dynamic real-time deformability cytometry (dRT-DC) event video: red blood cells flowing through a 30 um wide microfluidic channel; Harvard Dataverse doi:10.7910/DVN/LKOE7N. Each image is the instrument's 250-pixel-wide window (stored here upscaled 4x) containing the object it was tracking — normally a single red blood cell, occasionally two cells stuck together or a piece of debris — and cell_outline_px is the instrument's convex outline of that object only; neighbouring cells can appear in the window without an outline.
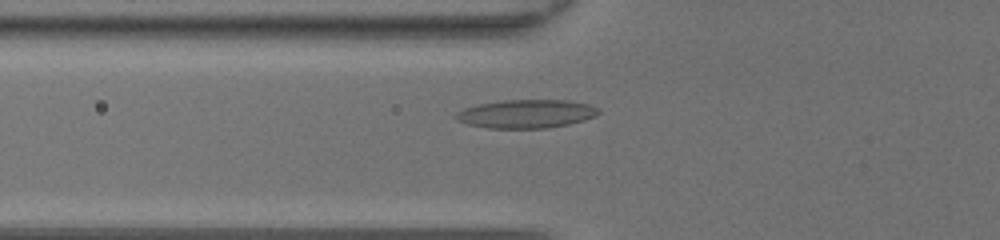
{"species": "common noctule bat (a hibernating species)", "species_latin": "Nyctalus noctula", "temperature_condition": "room temperature", "stored_images_in_passage": 41, "camera_frame_rate_fps": 3000, "um_per_image_px": 0.085, "animal": {"sex": "female", "body_mass_g": 20.0, "forearm_length_mm": 54.0}, "frame": {"image": 1, "passage_image": 12, "time_ms": 3.667, "image_size_px": [1000, 240], "cell_outline_px": [[600, 112], [596, 116], [584, 120], [568, 124], [544, 128], [488, 128], [468, 124], [452, 116], [456, 112], [464, 108], [480, 104], [504, 100], [568, 100], [588, 104], [600, 108]], "centroid_in_image_um": [44.75, 9.67], "position_along_channel_um": 81.0, "area_um2": 23.58}}
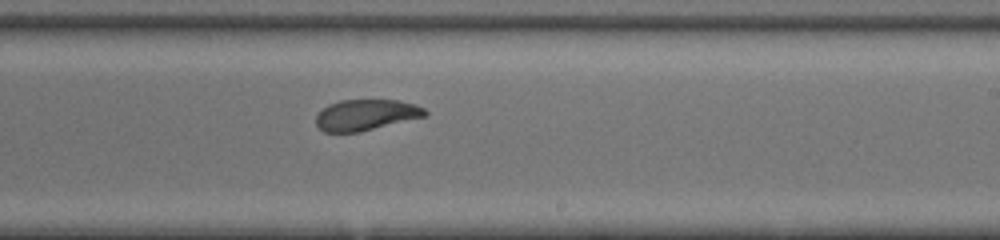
{"frame": {"image": 2, "passage_image": 24, "time_ms": 7.667, "image_size_px": [1000, 240], "cell_outline_px": [[428, 112], [424, 116], [360, 132], [324, 132], [316, 124], [316, 116], [328, 104], [340, 100], [396, 100], [416, 104], [424, 108]], "centroid_in_image_um": [31.09, 9.76], "position_along_channel_um": 257.9, "area_um2": 19.48}}
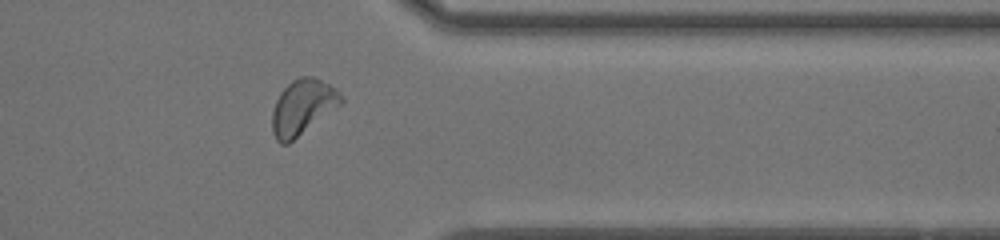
{"frame": {"image": 3, "passage_image": 33, "time_ms": 10.667, "image_size_px": [1000, 240], "cell_outline_px": [[344, 104], [288, 144], [280, 144], [276, 140], [272, 132], [272, 112], [276, 100], [280, 92], [292, 80], [300, 76], [312, 76], [336, 88], [340, 92], [344, 100]], "centroid_in_image_um": [25.75, 9.12], "position_along_channel_um": 385.7, "area_um2": 22.54}, "authors_computed_cell_mechanics": {"area_um2": 20.9236, "velocity_mm_per_s": 4.4167, "shape_relaxation_time_tau1_ms": 3.0061, "shape_relaxation_time_tau2_ms": 1.6939, "deformation_change_tau1": 0.1564, "deformation_change_tau2": 0.0854}}